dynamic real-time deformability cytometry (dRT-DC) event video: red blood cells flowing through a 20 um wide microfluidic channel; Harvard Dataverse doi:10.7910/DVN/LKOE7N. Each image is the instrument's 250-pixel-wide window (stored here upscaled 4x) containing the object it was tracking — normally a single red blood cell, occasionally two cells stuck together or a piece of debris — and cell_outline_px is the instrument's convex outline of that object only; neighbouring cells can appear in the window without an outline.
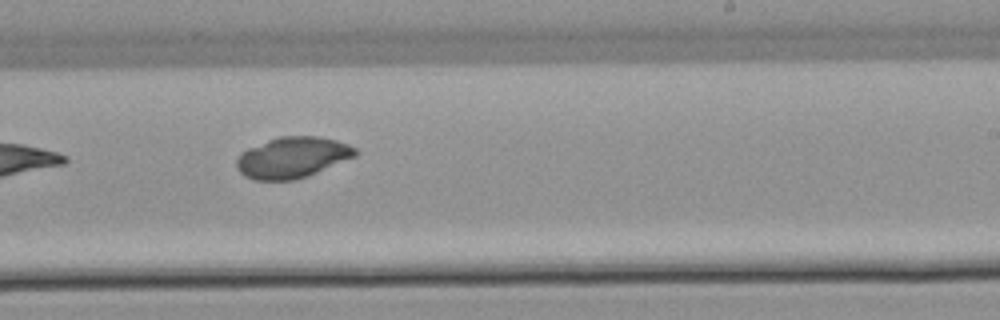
{"species": "common noctule bat (a hibernating species)", "species_latin": "Nyctalus noctula", "temperature_condition": "warm", "stored_images_in_passage": 9, "camera_frame_rate_fps": 3000, "um_per_image_px": 0.085, "animal": {"sex": "male", "body_mass_g": 21.5, "forearm_length_mm": 52.0}, "frame": {"image": 1, "passage_image": 8, "time_ms": 8.667, "image_size_px": [1000, 320], "cell_outline_px": [[360, 152], [356, 156], [308, 176], [292, 180], [256, 180], [244, 176], [236, 168], [236, 160], [240, 152], [248, 148], [268, 140], [280, 136], [316, 136], [336, 140], [348, 144], [356, 148]], "centroid_in_image_um": [24.85, 13.38], "position_along_channel_um": 264.1, "area_um2": 28.44}}